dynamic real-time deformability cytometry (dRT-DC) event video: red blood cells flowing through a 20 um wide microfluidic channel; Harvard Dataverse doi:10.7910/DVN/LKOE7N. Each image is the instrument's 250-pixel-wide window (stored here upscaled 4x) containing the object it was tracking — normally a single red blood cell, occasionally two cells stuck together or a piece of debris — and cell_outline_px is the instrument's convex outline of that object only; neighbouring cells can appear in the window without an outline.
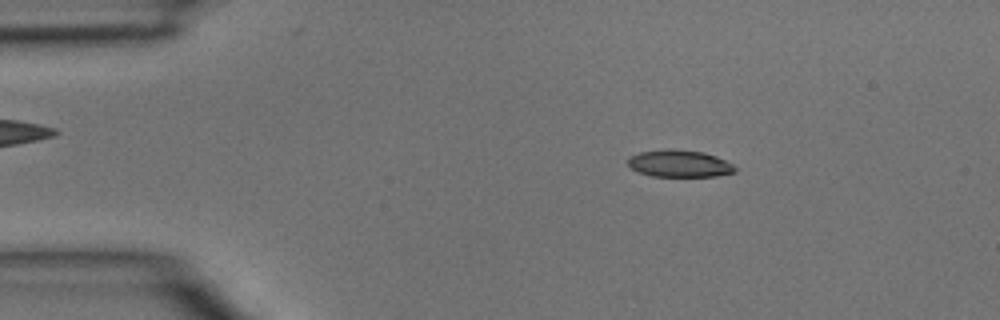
{"species": "common noctule bat (a hibernating species)", "species_latin": "Nyctalus noctula", "temperature_condition": "room temperature", "stored_images_in_passage": 3, "camera_frame_rate_fps": 3000, "um_per_image_px": 0.085, "animal": {"sex": "male", "body_mass_g": 15.6}, "frame": {"image": 1, "passage_image": 2, "time_ms": 0.333, "image_size_px": [1000, 320], "cell_outline_px": [[736, 172], [716, 176], [652, 176], [640, 172], [632, 168], [628, 164], [628, 156], [640, 152], [668, 148], [704, 152], [716, 156], [732, 164], [736, 168]], "centroid_in_image_um": [57.75, 13.89], "position_along_channel_um": 27.3, "area_um2": 16.88}}